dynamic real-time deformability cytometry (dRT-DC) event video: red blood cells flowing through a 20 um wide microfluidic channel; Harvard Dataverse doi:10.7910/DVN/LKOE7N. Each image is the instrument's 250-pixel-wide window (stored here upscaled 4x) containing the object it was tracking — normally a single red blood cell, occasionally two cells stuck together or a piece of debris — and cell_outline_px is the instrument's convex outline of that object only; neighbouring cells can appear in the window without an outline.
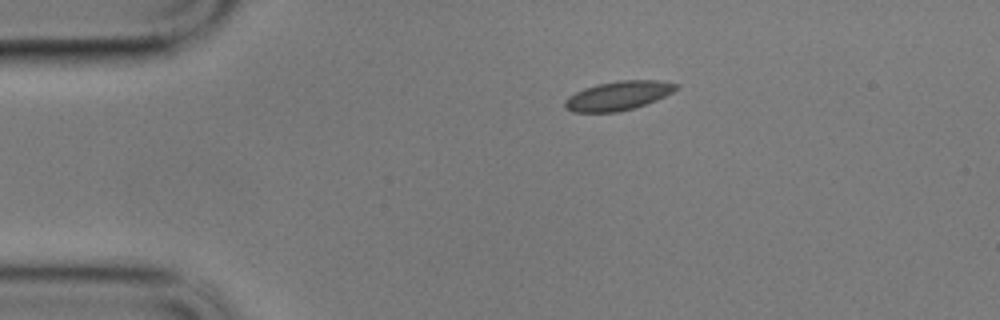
{"species": "common noctule bat (a hibernating species)", "species_latin": "Nyctalus noctula", "temperature_condition": "cold", "stored_images_in_passage": 49, "camera_frame_rate_fps": 3000, "um_per_image_px": 0.085, "animal": {"sex": "male", "body_mass_g": 17.9}, "frame": {"image": 1, "passage_image": 1, "time_ms": 0.0, "image_size_px": [1000, 320], "cell_outline_px": [[680, 88], [656, 100], [620, 112], [572, 112], [564, 108], [564, 100], [568, 96], [584, 88], [596, 84], [620, 80], [660, 80], [680, 84]], "centroid_in_image_um": [52.54, 8.12], "position_along_channel_um": 32.5, "area_um2": 18.96}}
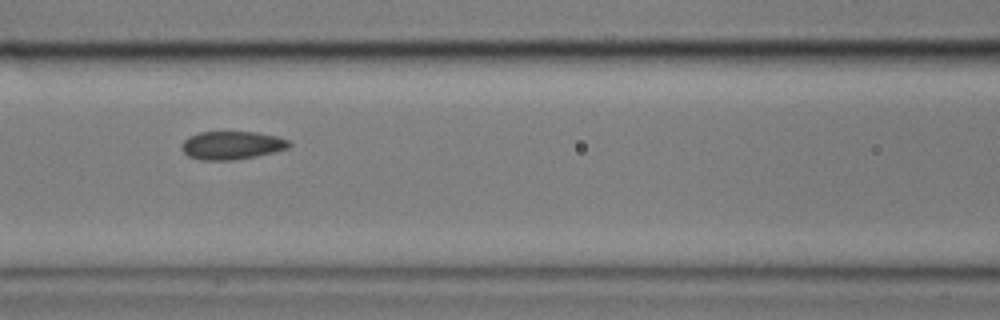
{"frame": {"image": 2, "passage_image": 15, "time_ms": 4.667, "image_size_px": [1000, 320], "cell_outline_px": [[292, 144], [288, 148], [256, 156], [232, 160], [200, 160], [188, 156], [180, 148], [180, 144], [188, 136], [200, 132], [256, 132], [276, 136], [288, 140]], "centroid_in_image_um": [19.66, 12.35], "position_along_channel_um": 146.9, "area_um2": 17.69}}
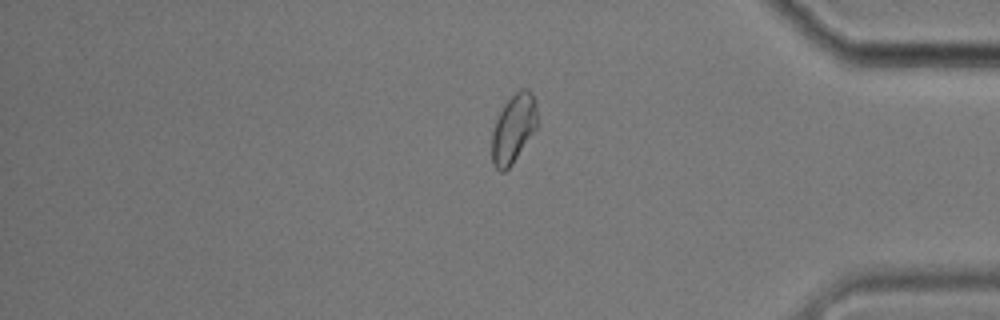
{"frame": {"image": 3, "passage_image": 39, "time_ms": 12.667, "image_size_px": [1000, 320], "cell_outline_px": [[540, 124], [512, 164], [504, 172], [500, 172], [492, 164], [492, 132], [496, 120], [504, 104], [520, 88], [528, 88], [532, 92], [536, 100]], "centroid_in_image_um": [43.69, 10.9], "position_along_channel_um": 391.5, "area_um2": 18.61}, "authors_computed_cell_mechanics": {"area_um2": 18.0336, "velocity_mm_per_s": 3.3639, "shape_relaxation_time_tau1_ms": 4.0231, "shape_relaxation_time_tau2_ms": 1.3926, "deformation_change_tau1": 0.0957, "deformation_change_tau2": 0.0531}}